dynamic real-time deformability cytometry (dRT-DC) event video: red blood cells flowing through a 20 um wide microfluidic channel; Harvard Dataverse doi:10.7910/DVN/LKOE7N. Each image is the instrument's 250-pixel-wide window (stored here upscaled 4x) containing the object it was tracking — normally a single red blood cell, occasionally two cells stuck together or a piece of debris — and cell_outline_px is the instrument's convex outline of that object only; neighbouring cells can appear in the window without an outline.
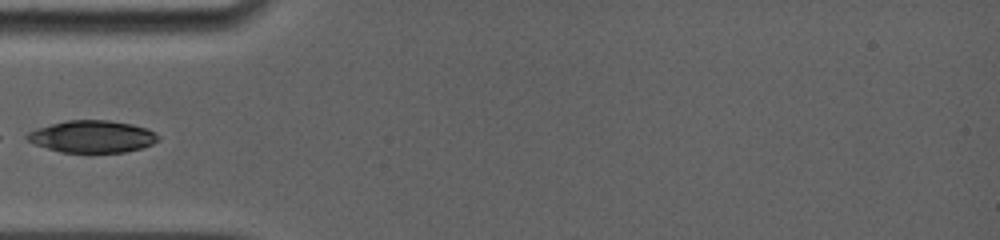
{"species": "common noctule bat (a hibernating species)", "species_latin": "Nyctalus noctula", "temperature_condition": "room temperature", "stored_images_in_passage": 9, "camera_frame_rate_fps": 5000, "um_per_image_px": 0.085, "animal": {"sex": "female", "body_mass_g": 19.0, "forearm_length_mm": 56.7}, "frame": {"image": 1, "passage_image": 1, "time_ms": 0.0, "image_size_px": [1000, 240], "cell_outline_px": [[160, 136], [152, 144], [140, 148], [124, 152], [60, 152], [36, 144], [28, 140], [24, 136], [28, 132], [36, 128], [68, 120], [108, 120], [132, 124], [148, 128]], "centroid_in_image_um": [7.84, 11.6], "position_along_channel_um": 77.2, "area_um2": 24.33}}